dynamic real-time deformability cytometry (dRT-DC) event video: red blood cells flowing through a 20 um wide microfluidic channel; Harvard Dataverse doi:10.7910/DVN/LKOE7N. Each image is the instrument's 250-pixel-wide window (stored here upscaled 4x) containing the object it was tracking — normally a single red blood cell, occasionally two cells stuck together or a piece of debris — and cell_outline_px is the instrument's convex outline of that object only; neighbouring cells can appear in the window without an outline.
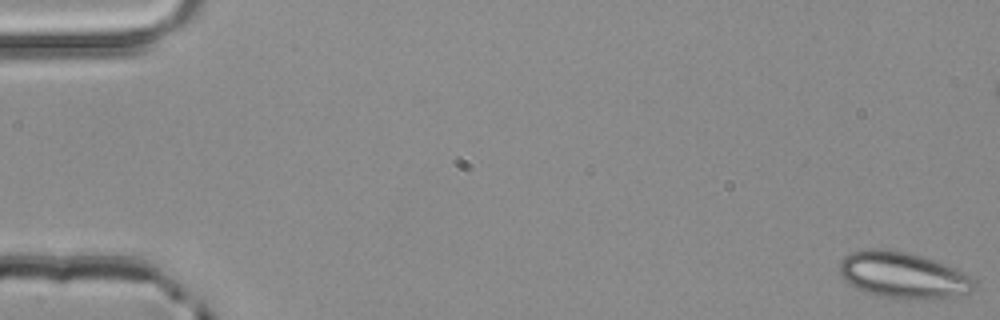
{"species": "common noctule bat (a hibernating species)", "species_latin": "Nyctalus noctula", "temperature_condition": "room temperature", "stored_images_in_passage": 5, "camera_frame_rate_fps": 3000, "um_per_image_px": 0.085, "animal": {"sex": "male", "body_mass_g": 20.4}, "frame": {"image": 1, "passage_image": 1, "time_ms": 0.0, "image_size_px": [1000, 320], "cell_outline_px": [[976, 284], [964, 296], [944, 300], [900, 300], [880, 296], [856, 288], [848, 284], [840, 276], [840, 260], [844, 256], [852, 252], [868, 248], [884, 248], [908, 252], [936, 260], [976, 276]], "centroid_in_image_um": [76.84, 23.42], "position_along_channel_um": 8.2, "area_um2": 37.69}}
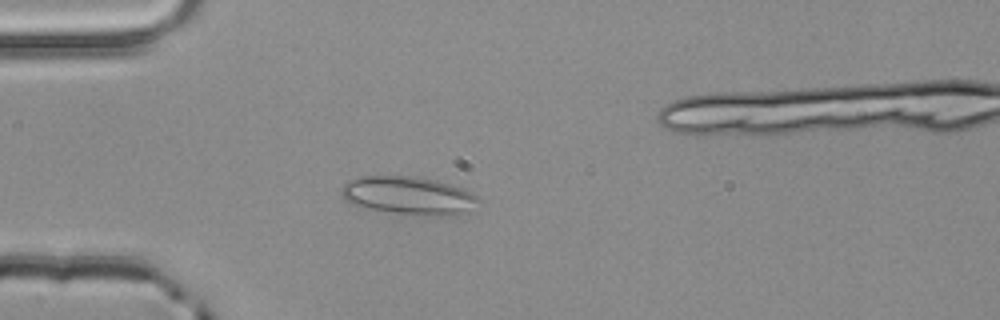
{"frame": {"image": 2, "passage_image": 4, "time_ms": 1.0, "image_size_px": [1000, 320], "cell_outline_px": [[484, 200], [468, 212], [456, 216], [436, 216], [392, 212], [360, 208], [344, 200], [340, 192], [340, 188], [348, 180], [360, 176], [416, 176], [436, 180], [464, 188], [472, 192]], "centroid_in_image_um": [34.77, 16.63], "position_along_channel_um": 50.2, "area_um2": 31.21}}